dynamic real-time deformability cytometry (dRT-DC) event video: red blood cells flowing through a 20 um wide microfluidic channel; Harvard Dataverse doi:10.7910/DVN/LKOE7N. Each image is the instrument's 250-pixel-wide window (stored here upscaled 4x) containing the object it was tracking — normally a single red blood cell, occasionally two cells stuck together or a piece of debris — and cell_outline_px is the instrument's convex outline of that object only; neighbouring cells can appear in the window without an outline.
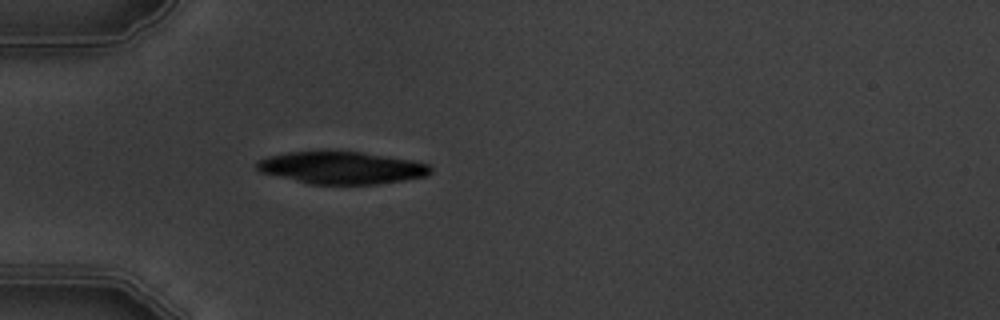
{"species": "common noctule bat (a hibernating species)", "species_latin": "Nyctalus noctula", "temperature_condition": "warm", "stored_images_in_passage": 1, "camera_frame_rate_fps": 3000, "um_per_image_px": 0.085, "animal": {"sex": "male", "body_mass_g": 19.5, "forearm_length_mm": 54.6}, "frame": {"image": 1, "passage_image": 1, "time_ms": 0.0, "image_size_px": [1000, 320], "cell_outline_px": [[432, 172], [428, 176], [380, 184], [308, 184], [260, 172], [256, 168], [256, 160], [268, 156], [288, 152], [360, 152], [412, 160], [432, 164]], "centroid_in_image_um": [29.06, 14.27], "position_along_channel_um": 55.9, "area_um2": 32.77}}